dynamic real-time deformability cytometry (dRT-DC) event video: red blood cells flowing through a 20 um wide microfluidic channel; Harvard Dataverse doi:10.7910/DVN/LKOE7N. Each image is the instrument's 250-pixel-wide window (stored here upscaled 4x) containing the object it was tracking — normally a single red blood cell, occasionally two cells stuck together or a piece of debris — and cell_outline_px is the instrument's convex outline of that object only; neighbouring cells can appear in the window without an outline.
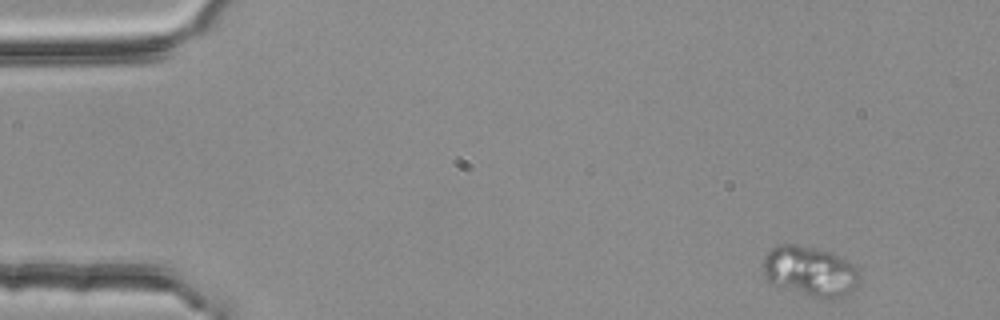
{"species": "common noctule bat (a hibernating species)", "species_latin": "Nyctalus noctula", "temperature_condition": "room temperature", "stored_images_in_passage": 3, "camera_frame_rate_fps": 3000, "um_per_image_px": 0.085, "animal": {"sex": "female", "body_mass_g": 25.1}, "frame": {"image": 1, "passage_image": 1, "time_ms": 0.0, "image_size_px": [1000, 320], "cell_outline_px": [[860, 280], [848, 292], [836, 300], [824, 300], [776, 288], [764, 276], [764, 256], [776, 244], [796, 244], [832, 252], [852, 264], [860, 276]], "centroid_in_image_um": [68.81, 23.09], "position_along_channel_um": 16.2, "area_um2": 28.55}}
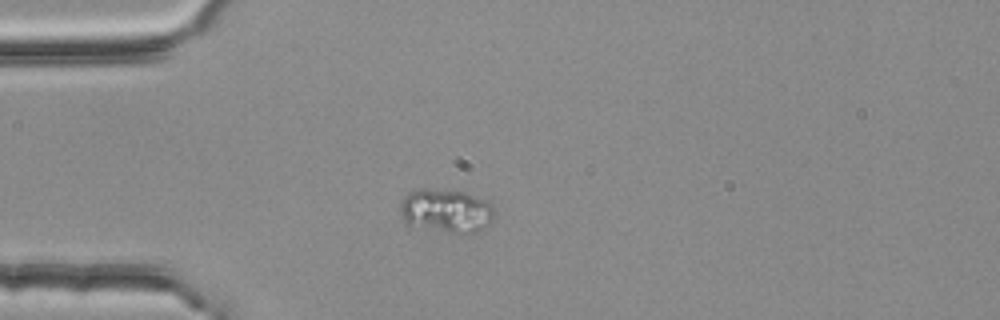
{"frame": {"image": 2, "passage_image": 3, "time_ms": 0.667, "image_size_px": [1000, 320], "cell_outline_px": [[492, 220], [484, 228], [476, 232], [464, 236], [408, 228], [404, 220], [400, 208], [400, 200], [408, 192], [420, 188], [428, 188], [464, 192], [484, 200], [492, 208]], "centroid_in_image_um": [37.83, 17.99], "position_along_channel_um": 47.2, "area_um2": 24.85}}